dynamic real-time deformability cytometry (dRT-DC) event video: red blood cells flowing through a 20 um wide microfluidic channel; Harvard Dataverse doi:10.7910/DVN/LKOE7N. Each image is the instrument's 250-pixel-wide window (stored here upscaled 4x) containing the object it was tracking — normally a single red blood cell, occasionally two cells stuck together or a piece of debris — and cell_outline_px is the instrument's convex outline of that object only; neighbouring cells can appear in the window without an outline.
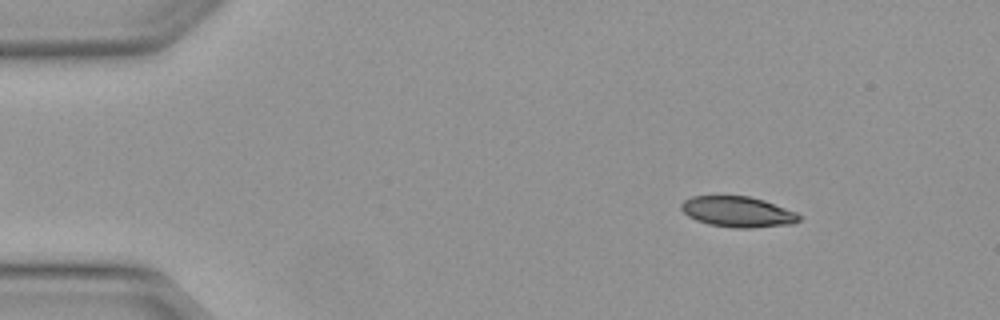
{"species": "Egyptian fruit bat (a non-hibernating species)", "species_latin": "Rousettus aegyptiacus", "temperature_condition": "warm", "stored_images_in_passage": 5, "camera_frame_rate_fps": 3000, "um_per_image_px": 0.085, "animal": {"sex": "female"}, "frame": {"image": 1, "passage_image": 2, "time_ms": 0.333, "image_size_px": [1000, 320], "cell_outline_px": [[800, 220], [792, 224], [752, 228], [736, 228], [708, 224], [696, 220], [688, 216], [680, 208], [680, 204], [684, 200], [692, 196], [748, 196], [764, 200], [796, 212], [800, 216]], "centroid_in_image_um": [62.69, 18.0], "position_along_channel_um": 22.3, "area_um2": 21.04}}